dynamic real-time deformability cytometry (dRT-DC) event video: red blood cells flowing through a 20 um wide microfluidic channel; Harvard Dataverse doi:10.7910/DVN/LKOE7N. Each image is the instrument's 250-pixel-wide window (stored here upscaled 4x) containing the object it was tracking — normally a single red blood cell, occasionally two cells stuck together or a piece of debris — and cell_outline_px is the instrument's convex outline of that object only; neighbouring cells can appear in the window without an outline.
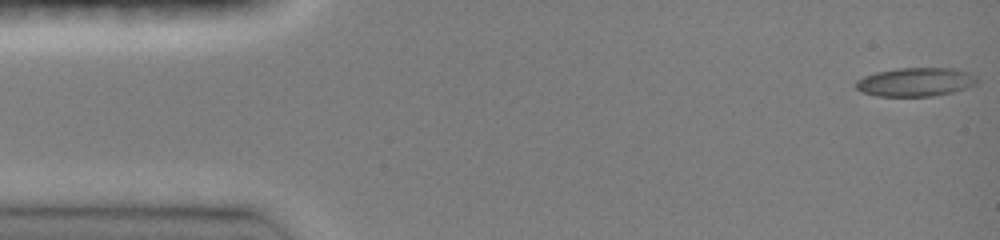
{"species": "common noctule bat (a hibernating species)", "species_latin": "Nyctalus noctula", "temperature_condition": "room temperature", "stored_images_in_passage": 46, "camera_frame_rate_fps": 3000, "um_per_image_px": 0.085, "animal": {"sex": "female", "body_mass_g": 19.0, "forearm_length_mm": 51.5}, "frame": {"image": 1, "passage_image": 1, "time_ms": 0.0, "image_size_px": [1000, 240], "cell_outline_px": [[976, 84], [952, 92], [932, 96], [876, 96], [860, 92], [856, 88], [856, 80], [864, 76], [876, 72], [896, 68], [956, 68], [968, 72], [976, 76]], "centroid_in_image_um": [77.79, 6.96], "position_along_channel_um": 7.2, "area_um2": 20.29}}
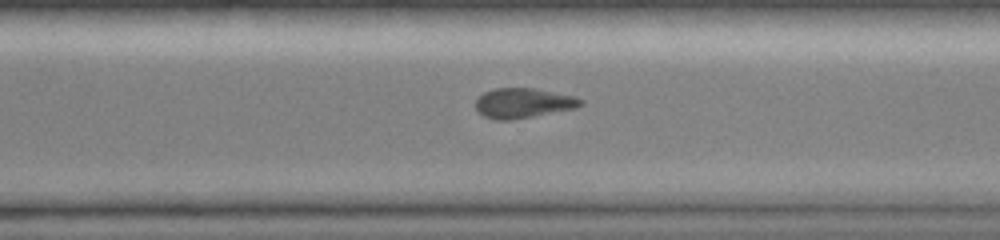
{"frame": {"image": 2, "passage_image": 33, "time_ms": 10.667, "image_size_px": [1000, 240], "cell_outline_px": [[584, 104], [576, 108], [512, 120], [496, 120], [484, 116], [476, 108], [476, 100], [484, 92], [496, 88], [536, 88], [576, 96], [584, 100]], "centroid_in_image_um": [44.52, 8.75], "position_along_channel_um": 326.1, "area_um2": 18.38}}
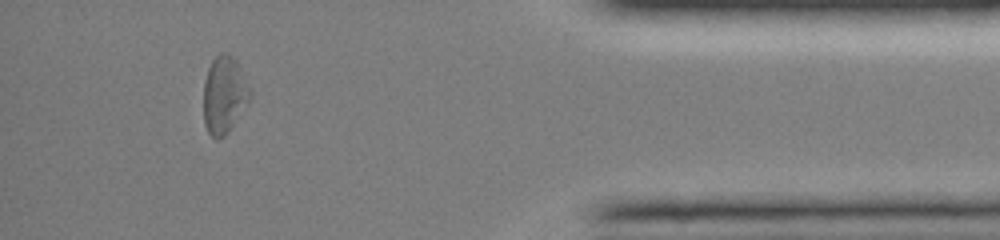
{"frame": {"image": 3, "passage_image": 42, "time_ms": 13.667, "image_size_px": [1000, 240], "cell_outline_px": [[252, 96], [228, 132], [224, 136], [216, 140], [208, 132], [204, 124], [204, 80], [208, 68], [212, 60], [220, 52], [228, 52], [236, 60], [252, 92]], "centroid_in_image_um": [19.05, 8.05], "position_along_channel_um": 416.1, "area_um2": 20.92}}